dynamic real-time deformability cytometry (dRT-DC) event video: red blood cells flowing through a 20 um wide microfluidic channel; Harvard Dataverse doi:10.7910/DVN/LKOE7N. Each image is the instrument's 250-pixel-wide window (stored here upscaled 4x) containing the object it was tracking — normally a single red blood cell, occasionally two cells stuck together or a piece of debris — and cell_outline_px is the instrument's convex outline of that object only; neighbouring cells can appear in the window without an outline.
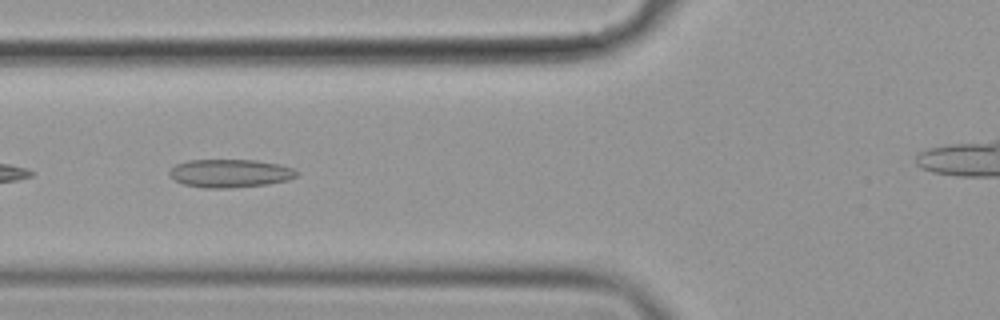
{"species": "common noctule bat (a hibernating species)", "species_latin": "Nyctalus noctula", "temperature_condition": "cold", "stored_images_in_passage": 34, "camera_frame_rate_fps": 3000, "um_per_image_px": 0.085, "animal": {"sex": "female", "body_mass_g": 19.9}, "frame": {"image": 1, "passage_image": 5, "time_ms": 1.333, "image_size_px": [1000, 320], "cell_outline_px": [[300, 172], [296, 176], [288, 180], [268, 184], [228, 188], [204, 188], [184, 184], [176, 180], [168, 172], [176, 164], [188, 160], [256, 160], [280, 164], [292, 168]], "centroid_in_image_um": [19.59, 14.73], "position_along_channel_um": 106.2, "area_um2": 20.87}}
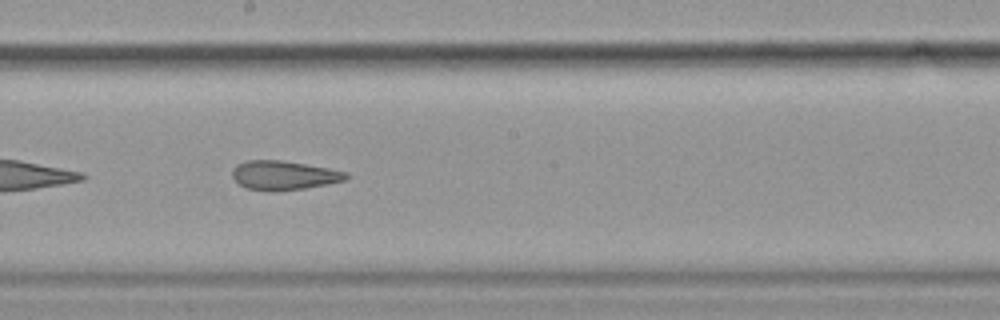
{"frame": {"image": 2, "passage_image": 15, "time_ms": 4.667, "image_size_px": [1000, 320], "cell_outline_px": [[348, 176], [344, 180], [304, 188], [248, 188], [240, 184], [232, 176], [232, 172], [236, 164], [248, 160], [280, 160], [328, 168], [348, 172]], "centroid_in_image_um": [24.13, 14.84], "position_along_channel_um": 224.1, "area_um2": 18.21}}
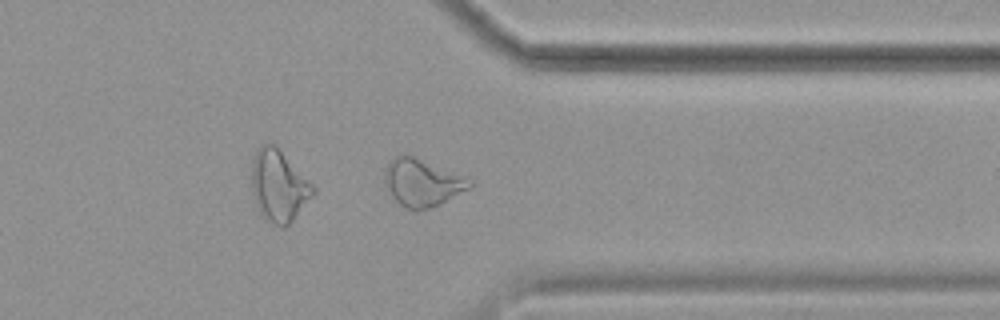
{"frame": {"image": 3, "passage_image": 28, "time_ms": 9.0, "image_size_px": [1000, 320], "cell_outline_px": [[472, 184], [468, 188], [440, 204], [428, 208], [404, 208], [392, 196], [384, 184], [384, 168], [396, 156], [412, 156], [472, 180]], "centroid_in_image_um": [35.84, 15.53], "position_along_channel_um": 375.6, "area_um2": 22.54}}